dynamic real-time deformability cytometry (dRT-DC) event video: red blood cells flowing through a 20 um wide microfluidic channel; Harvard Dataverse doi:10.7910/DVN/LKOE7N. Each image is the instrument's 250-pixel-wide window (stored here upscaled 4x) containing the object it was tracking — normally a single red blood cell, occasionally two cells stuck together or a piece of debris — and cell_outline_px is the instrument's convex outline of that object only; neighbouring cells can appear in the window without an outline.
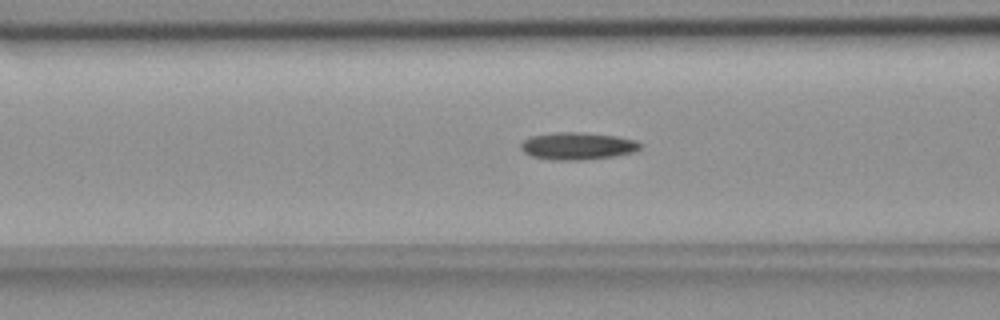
{"species": "common noctule bat (a hibernating species)", "species_latin": "Nyctalus noctula", "temperature_condition": "room temperature", "stored_images_in_passage": 32, "camera_frame_rate_fps": 3000, "um_per_image_px": 0.085, "animal": {"sex": "female", "body_mass_g": 18.4}, "frame": {"image": 1, "passage_image": 6, "time_ms": 1.667, "image_size_px": [1000, 320], "cell_outline_px": [[644, 144], [636, 152], [612, 156], [576, 160], [556, 160], [532, 156], [524, 152], [520, 148], [520, 144], [524, 140], [532, 136], [556, 132], [576, 132], [616, 136], [636, 140]], "centroid_in_image_um": [49.12, 12.4], "position_along_channel_um": 117.5, "area_um2": 18.84}}
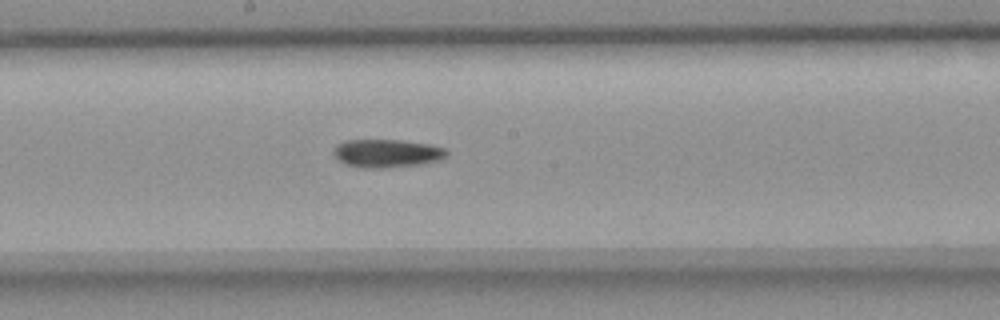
{"frame": {"image": 2, "passage_image": 14, "time_ms": 4.333, "image_size_px": [1000, 320], "cell_outline_px": [[448, 156], [440, 160], [420, 164], [384, 168], [360, 168], [344, 164], [332, 152], [332, 148], [336, 144], [344, 140], [400, 140], [428, 144], [448, 148]], "centroid_in_image_um": [32.88, 13.03], "position_along_channel_um": 215.3, "area_um2": 18.84}}
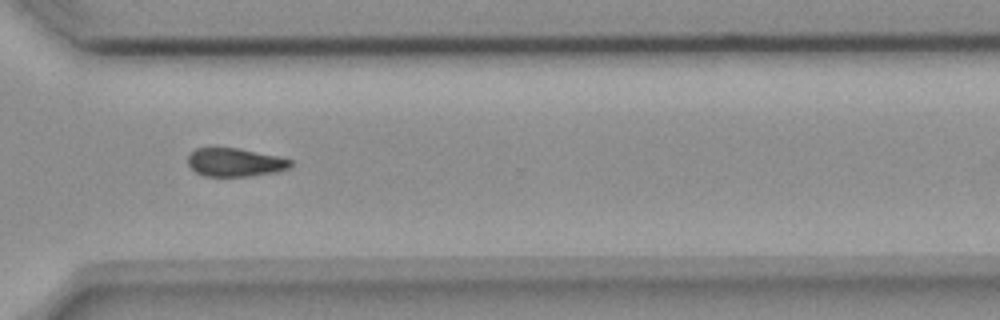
{"frame": {"image": 3, "passage_image": 25, "time_ms": 8.0, "image_size_px": [1000, 320], "cell_outline_px": [[292, 164], [288, 168], [276, 172], [252, 176], [204, 176], [196, 172], [188, 164], [188, 156], [196, 148], [240, 148], [280, 156], [292, 160]], "centroid_in_image_um": [20.01, 13.79], "position_along_channel_um": 350.6, "area_um2": 17.05}, "authors_computed_cell_mechanics": {"area_um2": 18.3804, "velocity_mm_per_s": 3.681, "shape_relaxation_time_tau1_ms": null, "shape_relaxation_time_tau2_ms": 10.6282, "deformation_change_tau1": null, "deformation_change_tau2": 0.1699}}